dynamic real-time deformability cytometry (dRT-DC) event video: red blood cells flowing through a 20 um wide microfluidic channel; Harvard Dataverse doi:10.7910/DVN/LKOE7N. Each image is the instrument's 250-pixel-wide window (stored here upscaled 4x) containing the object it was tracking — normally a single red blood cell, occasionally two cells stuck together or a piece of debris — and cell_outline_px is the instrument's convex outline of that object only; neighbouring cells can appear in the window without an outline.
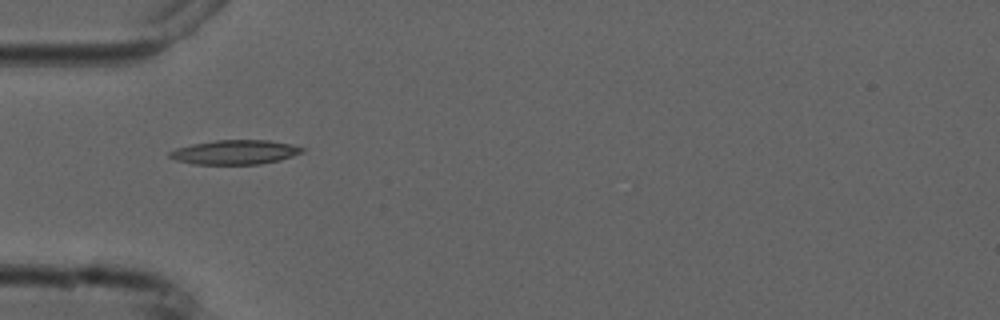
{"species": "common noctule bat (a hibernating species)", "species_latin": "Nyctalus noctula", "temperature_condition": "cold", "stored_images_in_passage": 6, "camera_frame_rate_fps": 3000, "um_per_image_px": 0.085, "animal": {"sex": "male", "forearm_length_mm": 52.5}, "frame": {"image": 1, "passage_image": 1, "time_ms": 0.0, "image_size_px": [1000, 320], "cell_outline_px": [[304, 152], [280, 160], [260, 164], [192, 164], [176, 160], [168, 156], [168, 152], [176, 148], [192, 144], [216, 140], [268, 140], [292, 144], [304, 148]], "centroid_in_image_um": [19.97, 12.93], "position_along_channel_um": 65.0, "area_um2": 18.84}}
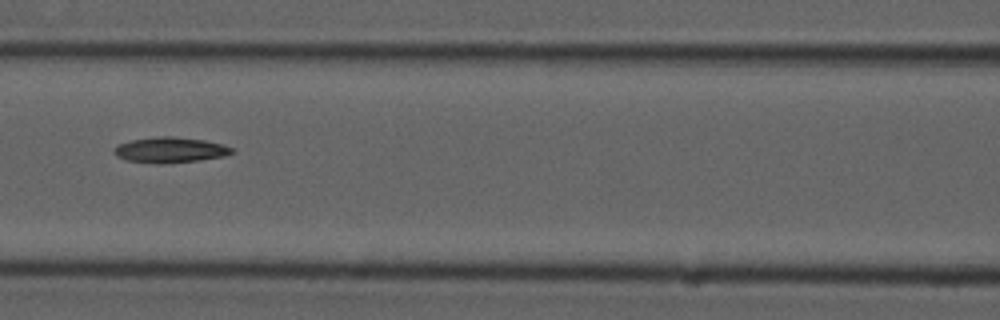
{"frame": {"image": 2, "passage_image": 3, "time_ms": 2.333, "image_size_px": [1000, 320], "cell_outline_px": [[236, 152], [224, 156], [200, 160], [160, 164], [156, 164], [128, 160], [116, 156], [116, 148], [120, 144], [132, 140], [160, 136], [172, 136], [204, 140], [224, 144], [232, 148]], "centroid_in_image_um": [14.54, 12.75], "position_along_channel_um": 152.1, "area_um2": 17.34}}
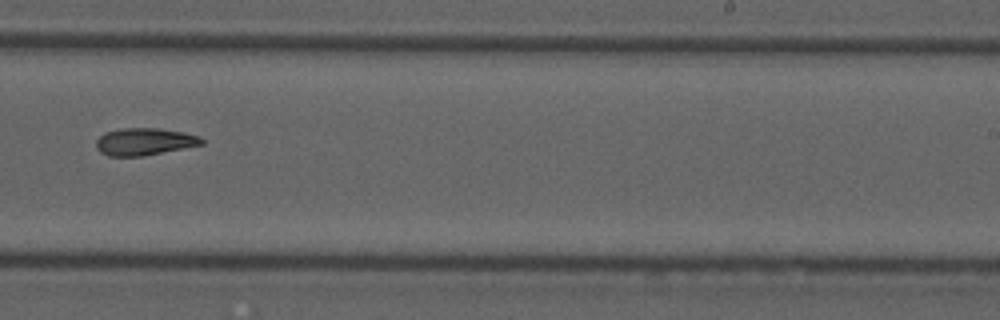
{"frame": {"image": 3, "passage_image": 6, "time_ms": 5.667, "image_size_px": [1000, 320], "cell_outline_px": [[204, 144], [140, 156], [108, 156], [100, 152], [96, 148], [96, 140], [104, 132], [120, 128], [156, 128], [184, 132], [196, 136], [204, 140]], "centroid_in_image_um": [12.22, 12.03], "position_along_channel_um": 276.8, "area_um2": 16.59}}